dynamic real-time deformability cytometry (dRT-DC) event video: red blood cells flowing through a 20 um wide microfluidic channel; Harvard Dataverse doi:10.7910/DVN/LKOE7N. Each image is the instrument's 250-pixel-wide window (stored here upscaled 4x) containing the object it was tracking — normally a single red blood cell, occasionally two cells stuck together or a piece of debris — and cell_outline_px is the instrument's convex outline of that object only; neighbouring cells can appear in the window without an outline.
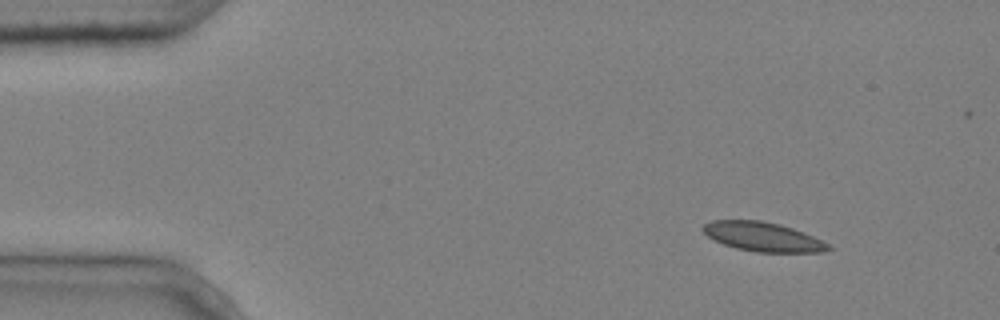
{"species": "common noctule bat (a hibernating species)", "species_latin": "Nyctalus noctula", "temperature_condition": "cold", "stored_images_in_passage": 8, "camera_frame_rate_fps": 3000, "um_per_image_px": 0.085, "animal": {"sex": "male", "body_mass_g": 20.4}, "frame": {"image": 1, "passage_image": 1, "time_ms": 0.0, "image_size_px": [1000, 320], "cell_outline_px": [[832, 248], [824, 252], [756, 252], [736, 248], [724, 244], [708, 236], [700, 228], [704, 224], [712, 220], [760, 220], [780, 224], [804, 232], [828, 244]], "centroid_in_image_um": [64.83, 20.12], "position_along_channel_um": 20.2, "area_um2": 21.21}}
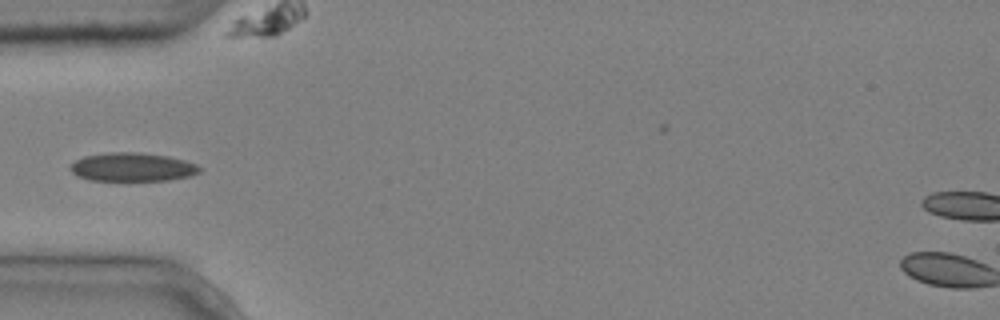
{"frame": {"image": 2, "passage_image": 4, "time_ms": 1.0, "image_size_px": [1000, 320], "cell_outline_px": [[204, 168], [200, 172], [188, 176], [168, 180], [88, 180], [76, 176], [68, 168], [76, 160], [84, 156], [112, 152], [140, 152], [168, 156], [184, 160], [196, 164]], "centroid_in_image_um": [11.25, 14.2], "position_along_channel_um": 73.7, "area_um2": 21.56}}
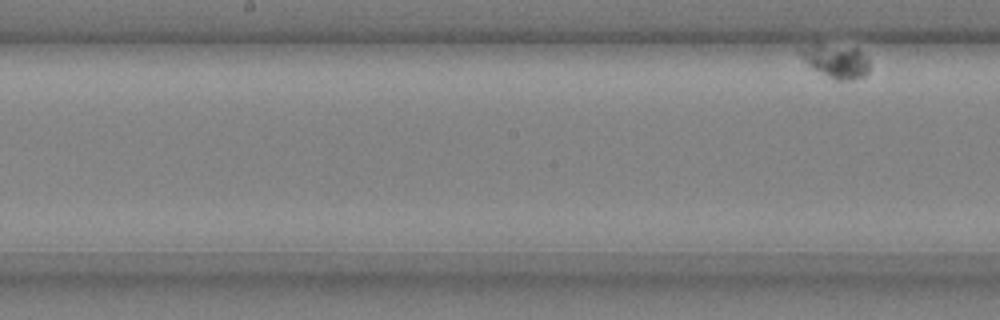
{"frame": {"image": 3, "passage_image": 8, "time_ms": 2.333, "image_size_px": [1000, 320], "cell_outline_px": [[868, 72], [864, 76], [852, 80], [836, 80], [812, 68], [804, 60], [796, 48], [816, 44], [820, 44], [856, 48], [868, 56]], "centroid_in_image_um": [71.06, 5.19], "position_along_channel_um": 177.1, "area_um2": 13.41}}